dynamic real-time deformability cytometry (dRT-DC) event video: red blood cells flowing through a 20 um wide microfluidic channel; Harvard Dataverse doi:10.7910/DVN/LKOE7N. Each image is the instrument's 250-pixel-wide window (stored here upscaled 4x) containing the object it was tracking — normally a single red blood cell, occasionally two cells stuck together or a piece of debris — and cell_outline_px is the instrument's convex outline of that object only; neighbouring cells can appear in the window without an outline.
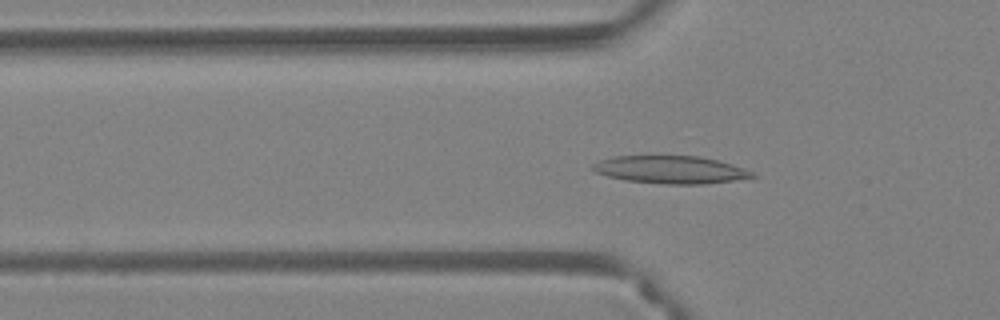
{"species": "Egyptian fruit bat (a non-hibernating species)", "species_latin": "Rousettus aegyptiacus", "temperature_condition": "warm", "stored_images_in_passage": 46, "camera_frame_rate_fps": 3000, "um_per_image_px": 0.085, "animal": {"sex": "female"}, "frame": {"image": 1, "passage_image": 11, "time_ms": 3.333, "image_size_px": [1000, 320], "cell_outline_px": [[756, 176], [732, 180], [704, 184], [664, 184], [624, 180], [608, 176], [596, 172], [592, 168], [592, 164], [600, 160], [612, 156], [700, 156], [732, 164], [744, 168], [752, 172]], "centroid_in_image_um": [56.96, 14.42], "position_along_channel_um": 68.8, "area_um2": 25.55}}
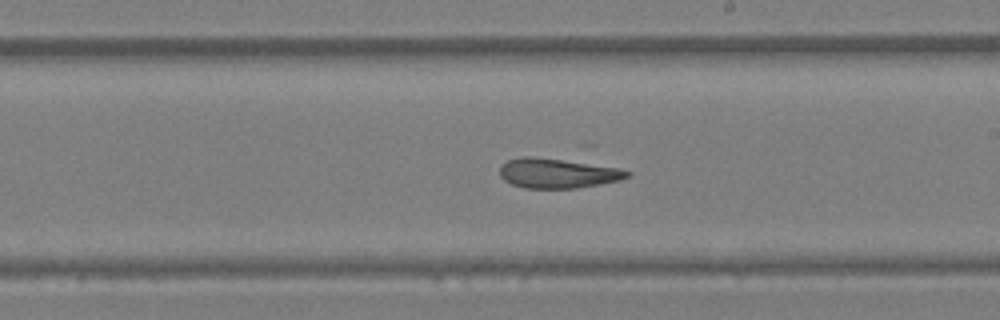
{"frame": {"image": 2, "passage_image": 24, "time_ms": 7.667, "image_size_px": [1000, 320], "cell_outline_px": [[632, 172], [628, 176], [620, 180], [600, 184], [576, 188], [524, 188], [512, 184], [504, 180], [500, 176], [500, 164], [508, 160], [520, 156], [532, 156], [616, 168]], "centroid_in_image_um": [47.31, 14.73], "position_along_channel_um": 241.7, "area_um2": 21.73}}
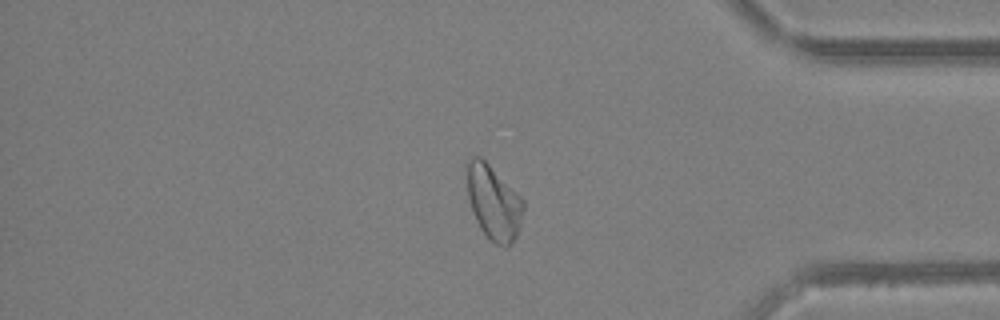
{"frame": {"image": 3, "passage_image": 37, "time_ms": 12.0, "image_size_px": [1000, 320], "cell_outline_px": [[524, 208], [520, 224], [516, 236], [512, 244], [508, 248], [504, 248], [496, 244], [480, 228], [472, 212], [468, 196], [464, 164], [472, 156], [480, 156], [524, 200]], "centroid_in_image_um": [41.92, 17.2], "position_along_channel_um": 393.3, "area_um2": 24.57}, "authors_computed_cell_mechanics": {"area_um2": 24.565, "velocity_mm_per_s": 4.0044, "shape_relaxation_time_tau1_ms": null, "shape_relaxation_time_tau2_ms": 3.8689, "deformation_change_tau1": null, "deformation_change_tau2": 0.1228}}